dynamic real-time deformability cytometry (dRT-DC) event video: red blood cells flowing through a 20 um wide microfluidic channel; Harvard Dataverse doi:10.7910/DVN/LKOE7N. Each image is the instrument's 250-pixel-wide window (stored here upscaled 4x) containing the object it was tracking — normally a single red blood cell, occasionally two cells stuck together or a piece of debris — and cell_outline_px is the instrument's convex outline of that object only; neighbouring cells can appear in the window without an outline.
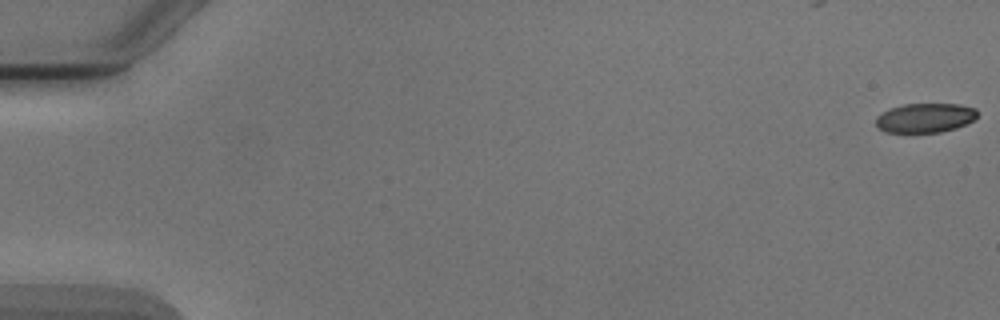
{"species": "Egyptian fruit bat (a non-hibernating species)", "species_latin": "Rousettus aegyptiacus", "temperature_condition": "cold", "stored_images_in_passage": 7, "camera_frame_rate_fps": 3000, "um_per_image_px": 0.085, "animal": {"sex": "male"}, "frame": {"image": 1, "passage_image": 1, "time_ms": 0.0, "image_size_px": [1000, 320], "cell_outline_px": [[976, 116], [972, 120], [956, 128], [940, 132], [884, 132], [876, 124], [876, 116], [888, 108], [904, 104], [960, 104], [976, 108]], "centroid_in_image_um": [78.6, 10.01], "position_along_channel_um": 6.4, "area_um2": 17.28}}
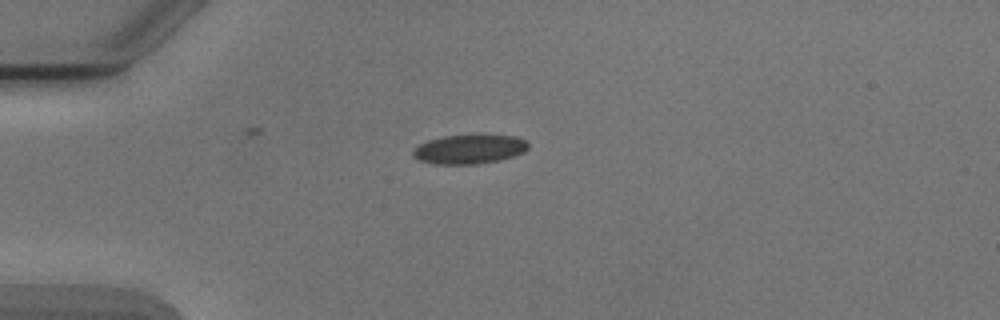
{"frame": {"image": 2, "passage_image": 5, "time_ms": 4.667, "image_size_px": [1000, 320], "cell_outline_px": [[528, 148], [524, 152], [500, 160], [476, 164], [432, 164], [420, 160], [412, 156], [412, 152], [420, 144], [428, 140], [444, 136], [484, 132], [516, 136], [528, 140]], "centroid_in_image_um": [39.95, 12.63], "position_along_channel_um": 45.0, "area_um2": 20.4}}
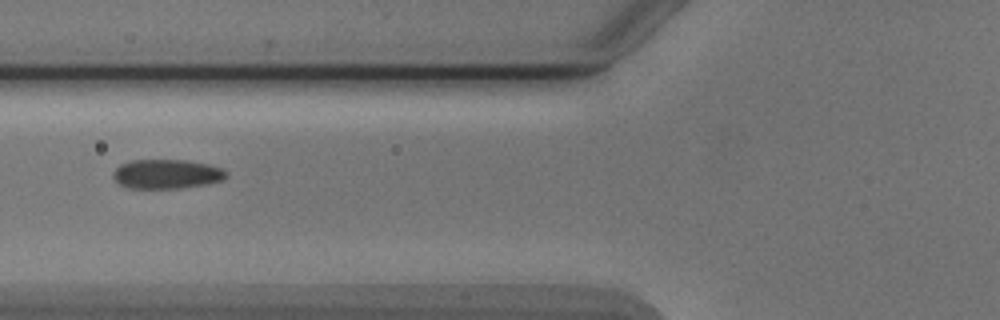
{"frame": {"image": 3, "passage_image": 7, "time_ms": 7.0, "image_size_px": [1000, 320], "cell_outline_px": [[228, 176], [220, 180], [208, 184], [180, 188], [128, 188], [120, 184], [112, 176], [112, 172], [120, 164], [128, 160], [188, 160], [208, 164], [224, 168], [228, 172]], "centroid_in_image_um": [14.18, 14.78], "position_along_channel_um": 111.6, "area_um2": 19.54}}